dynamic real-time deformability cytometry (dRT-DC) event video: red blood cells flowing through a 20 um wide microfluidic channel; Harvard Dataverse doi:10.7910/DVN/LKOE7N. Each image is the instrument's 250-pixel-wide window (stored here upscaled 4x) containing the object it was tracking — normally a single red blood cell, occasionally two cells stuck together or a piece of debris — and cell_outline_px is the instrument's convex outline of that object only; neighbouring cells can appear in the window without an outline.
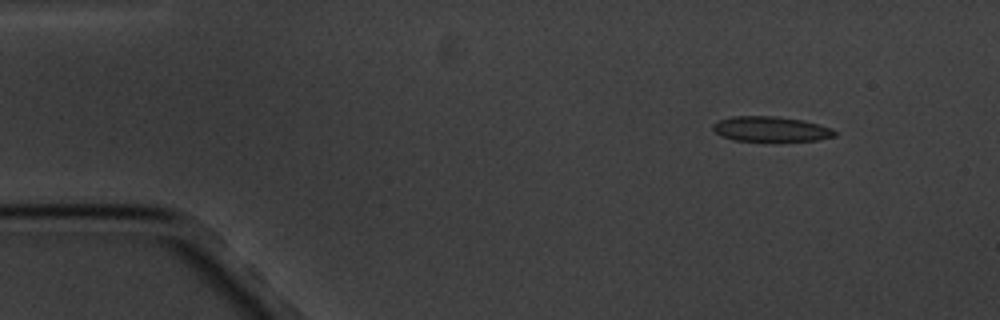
{"species": "common noctule bat (a hibernating species)", "species_latin": "Nyctalus noctula", "temperature_condition": "cold", "stored_images_in_passage": 3, "camera_frame_rate_fps": 3000, "um_per_image_px": 0.085, "animal": {"sex": "male", "body_mass_g": 20.1, "forearm_length_mm": 53.5}, "frame": {"image": 1, "passage_image": 1, "time_ms": 0.0, "image_size_px": [1000, 320], "cell_outline_px": [[836, 136], [816, 140], [732, 140], [716, 132], [712, 128], [712, 124], [720, 120], [732, 116], [776, 116], [804, 120], [832, 128], [836, 132]], "centroid_in_image_um": [65.53, 10.95], "position_along_channel_um": 19.5, "area_um2": 17.51}}
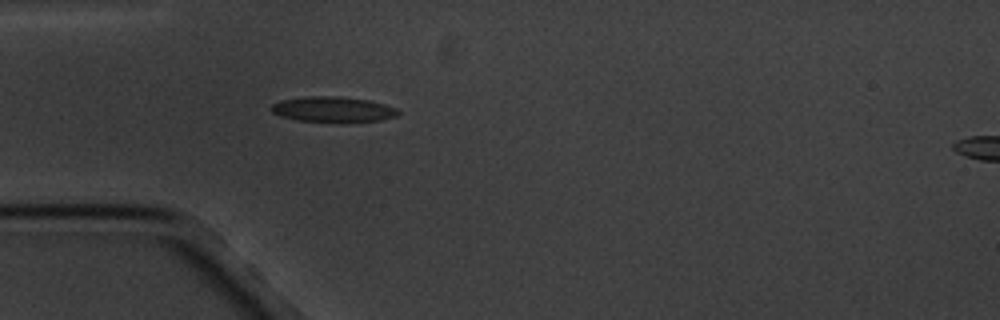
{"frame": {"image": 2, "passage_image": 3, "time_ms": 3.333, "image_size_px": [1000, 320], "cell_outline_px": [[400, 112], [396, 116], [380, 120], [296, 120], [280, 116], [272, 112], [272, 104], [280, 100], [308, 96], [336, 96], [368, 100], [384, 104], [396, 108]], "centroid_in_image_um": [28.27, 9.26], "position_along_channel_um": 56.7, "area_um2": 18.03}}